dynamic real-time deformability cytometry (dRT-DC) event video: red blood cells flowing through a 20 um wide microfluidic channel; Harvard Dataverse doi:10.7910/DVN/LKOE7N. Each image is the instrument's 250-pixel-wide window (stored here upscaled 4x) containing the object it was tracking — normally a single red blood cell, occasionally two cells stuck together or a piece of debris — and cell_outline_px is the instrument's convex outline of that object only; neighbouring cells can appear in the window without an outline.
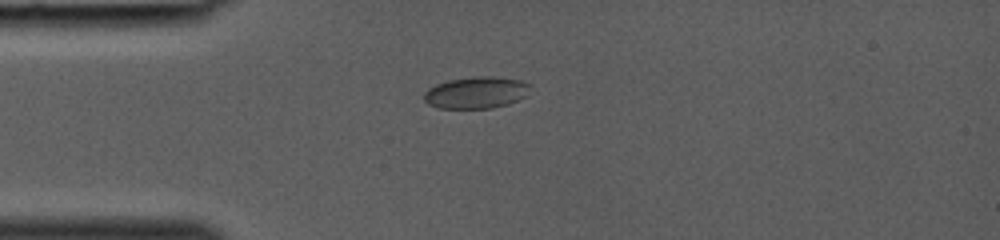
{"species": "common noctule bat (a hibernating species)", "species_latin": "Nyctalus noctula", "temperature_condition": "room temperature", "stored_images_in_passage": 28, "camera_frame_rate_fps": 3000, "um_per_image_px": 0.085, "animal": {"sex": "female", "body_mass_g": 19.0, "forearm_length_mm": 53.3}, "frame": {"image": 1, "passage_image": 1, "time_ms": 0.0, "image_size_px": [1000, 240], "cell_outline_px": [[532, 84], [528, 96], [508, 104], [492, 108], [440, 108], [428, 104], [424, 100], [424, 92], [428, 88], [436, 84], [448, 80], [472, 76], [492, 76], [520, 80]], "centroid_in_image_um": [40.51, 7.86], "position_along_channel_um": 44.5, "area_um2": 19.94}}
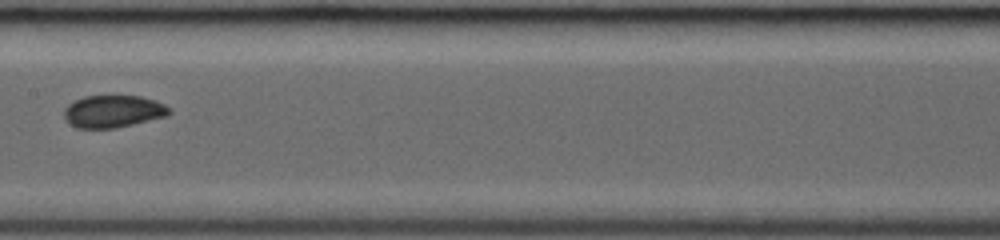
{"frame": {"image": 2, "passage_image": 11, "time_ms": 3.333, "image_size_px": [1000, 240], "cell_outline_px": [[172, 112], [168, 116], [116, 128], [76, 128], [64, 120], [64, 108], [68, 104], [84, 96], [140, 96], [164, 104]], "centroid_in_image_um": [9.59, 9.48], "position_along_channel_um": 197.8, "area_um2": 19.83}}
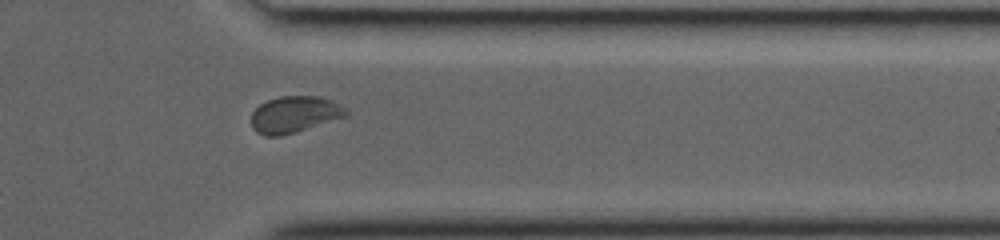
{"frame": {"image": 3, "passage_image": 22, "time_ms": 7.0, "image_size_px": [1000, 240], "cell_outline_px": [[348, 116], [280, 136], [264, 136], [256, 132], [252, 128], [252, 112], [260, 104], [268, 100], [280, 96], [320, 96], [332, 100], [340, 104], [348, 112]], "centroid_in_image_um": [25.03, 9.72], "position_along_channel_um": 386.4, "area_um2": 20.11}}